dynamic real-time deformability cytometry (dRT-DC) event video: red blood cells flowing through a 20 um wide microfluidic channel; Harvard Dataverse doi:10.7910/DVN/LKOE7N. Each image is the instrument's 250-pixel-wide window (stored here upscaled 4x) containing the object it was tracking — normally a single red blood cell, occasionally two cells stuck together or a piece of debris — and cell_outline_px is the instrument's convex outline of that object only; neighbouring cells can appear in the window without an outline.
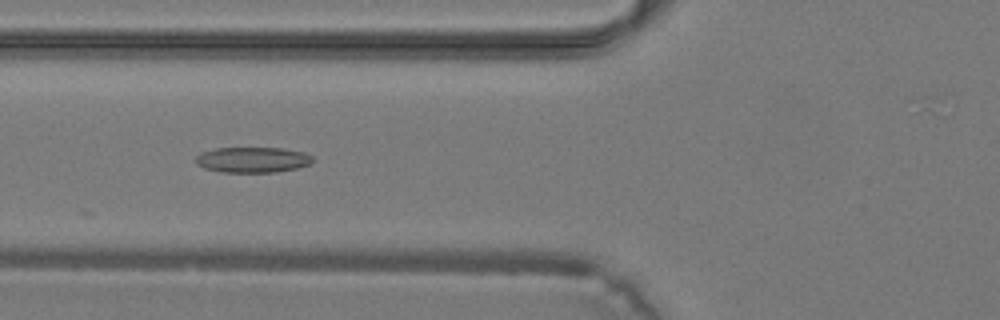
{"species": "common noctule bat (a hibernating species)", "species_latin": "Nyctalus noctula", "temperature_condition": "warm", "stored_images_in_passage": 27, "camera_frame_rate_fps": 3000, "um_per_image_px": 0.085, "animal": {"sex": "male", "body_mass_g": 19.2, "forearm_length_mm": 51.8}, "frame": {"image": 1, "passage_image": 16, "time_ms": 5.0, "image_size_px": [1000, 320], "cell_outline_px": [[312, 160], [308, 164], [296, 168], [276, 172], [220, 172], [204, 168], [196, 164], [196, 156], [200, 152], [216, 148], [284, 148], [304, 152], [312, 156]], "centroid_in_image_um": [21.43, 13.58], "position_along_channel_um": 104.4, "area_um2": 17.4}}
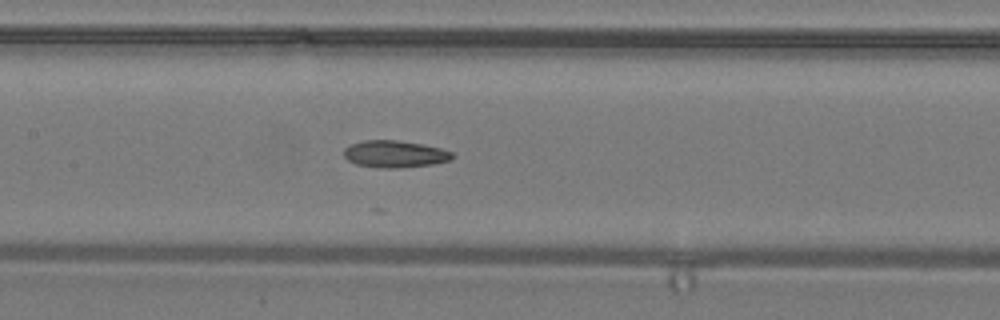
{"frame": {"image": 2, "passage_image": 20, "time_ms": 6.333, "image_size_px": [1000, 320], "cell_outline_px": [[456, 156], [452, 160], [432, 164], [400, 168], [380, 168], [356, 164], [348, 160], [344, 156], [344, 148], [352, 144], [364, 140], [396, 140], [420, 144], [440, 148], [452, 152]], "centroid_in_image_um": [33.57, 13.1], "position_along_channel_um": 173.8, "area_um2": 17.05}}
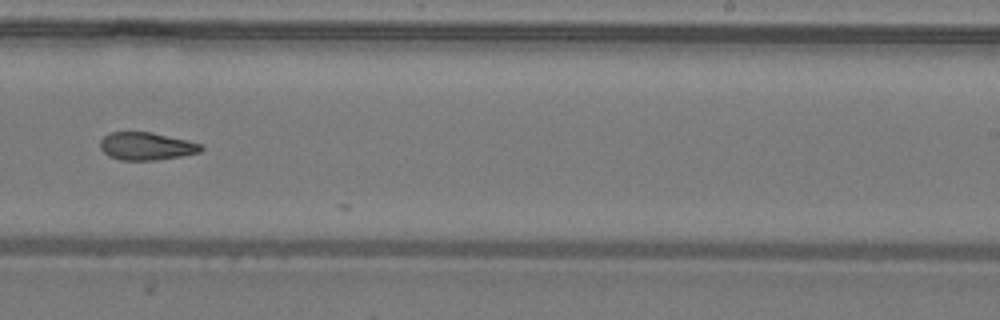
{"frame": {"image": 3, "passage_image": 26, "time_ms": 8.333, "image_size_px": [1000, 320], "cell_outline_px": [[204, 148], [200, 152], [180, 156], [156, 160], [120, 160], [108, 156], [100, 148], [100, 140], [104, 136], [112, 132], [152, 132], [188, 140], [200, 144]], "centroid_in_image_um": [12.43, 12.42], "position_along_channel_um": 276.6, "area_um2": 16.3}}